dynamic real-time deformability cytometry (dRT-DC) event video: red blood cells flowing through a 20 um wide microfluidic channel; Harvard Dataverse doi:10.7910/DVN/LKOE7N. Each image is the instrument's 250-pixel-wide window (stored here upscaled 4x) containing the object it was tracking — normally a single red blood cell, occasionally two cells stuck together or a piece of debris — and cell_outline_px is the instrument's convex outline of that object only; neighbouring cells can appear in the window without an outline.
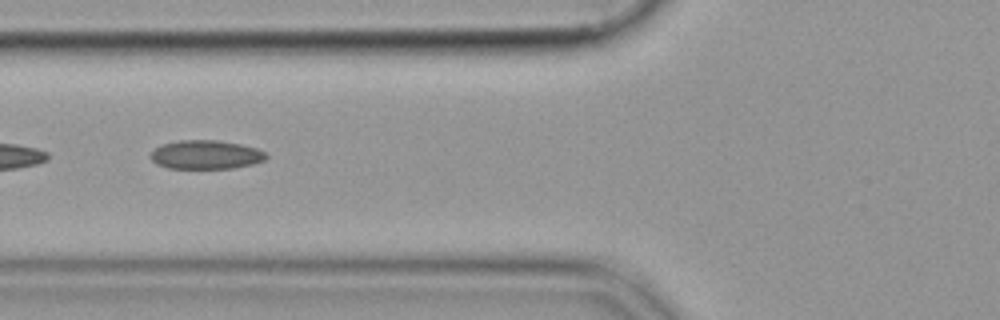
{"species": "common noctule bat (a hibernating species)", "species_latin": "Nyctalus noctula", "temperature_condition": "cold", "stored_images_in_passage": 36, "camera_frame_rate_fps": 3000, "um_per_image_px": 0.085, "animal": {"sex": "female", "body_mass_g": 19.9}, "frame": {"image": 1, "passage_image": 21, "time_ms": 6.667, "image_size_px": [1000, 320], "cell_outline_px": [[268, 156], [264, 160], [252, 164], [232, 168], [168, 168], [156, 164], [152, 160], [152, 152], [156, 148], [164, 144], [180, 140], [216, 140], [240, 144], [256, 148], [264, 152]], "centroid_in_image_um": [17.51, 13.15], "position_along_channel_um": 108.3, "area_um2": 19.13}}